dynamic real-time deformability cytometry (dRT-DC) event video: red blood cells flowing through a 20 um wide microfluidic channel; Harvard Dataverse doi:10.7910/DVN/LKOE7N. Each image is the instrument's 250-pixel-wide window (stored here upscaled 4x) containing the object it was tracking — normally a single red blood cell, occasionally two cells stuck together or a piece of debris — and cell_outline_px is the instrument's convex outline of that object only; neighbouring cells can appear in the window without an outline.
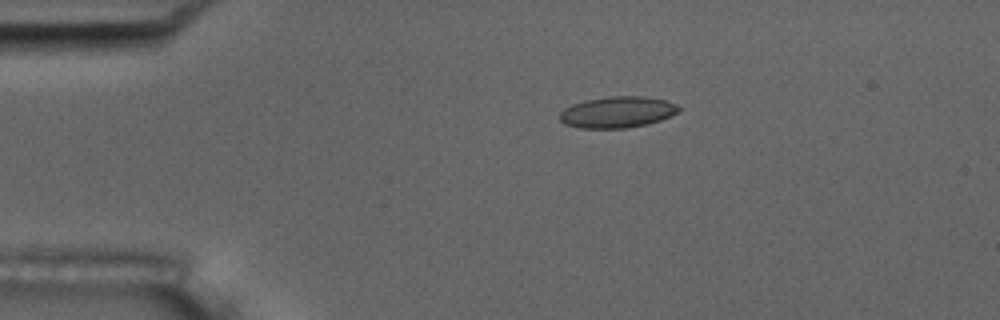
{"species": "common noctule bat (a hibernating species)", "species_latin": "Nyctalus noctula", "temperature_condition": "room temperature", "stored_images_in_passage": 46, "camera_frame_rate_fps": 3000, "um_per_image_px": 0.085, "animal": {"sex": "male", "body_mass_g": 17.5, "forearm_length_mm": 52.3}, "frame": {"image": 1, "passage_image": 1, "time_ms": 0.0, "image_size_px": [1000, 320], "cell_outline_px": [[684, 108], [660, 120], [644, 124], [624, 128], [580, 128], [564, 124], [560, 120], [560, 112], [564, 108], [572, 104], [584, 100], [612, 96], [644, 96], [664, 100], [676, 104]], "centroid_in_image_um": [52.45, 9.52], "position_along_channel_um": 32.6, "area_um2": 21.56}}
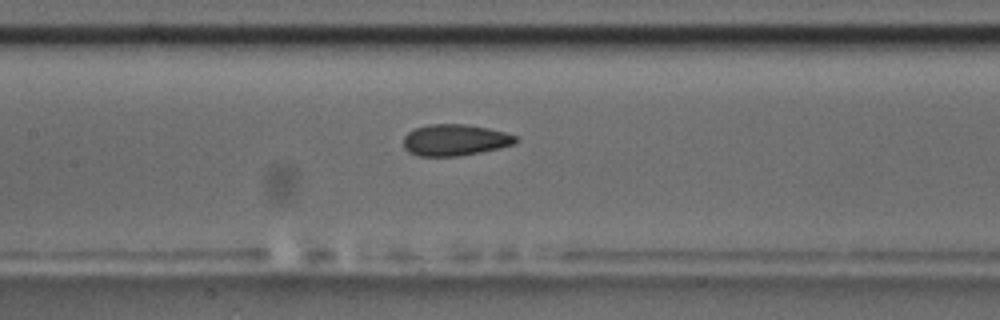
{"frame": {"image": 2, "passage_image": 16, "time_ms": 5.0, "image_size_px": [1000, 320], "cell_outline_px": [[520, 140], [516, 144], [500, 148], [480, 152], [456, 156], [420, 156], [408, 152], [404, 148], [404, 136], [408, 132], [416, 128], [428, 124], [468, 124], [488, 128], [504, 132], [516, 136]], "centroid_in_image_um": [38.69, 11.9], "position_along_channel_um": 168.7, "area_um2": 20.63}}
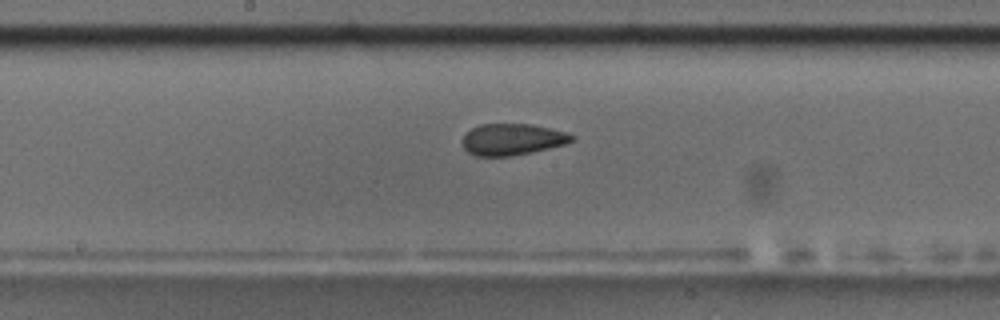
{"frame": {"image": 3, "passage_image": 19, "time_ms": 6.0, "image_size_px": [1000, 320], "cell_outline_px": [[576, 136], [572, 140], [564, 144], [532, 152], [508, 156], [476, 156], [468, 152], [460, 144], [460, 140], [472, 128], [480, 124], [532, 124], [552, 128], [568, 132]], "centroid_in_image_um": [43.53, 11.84], "position_along_channel_um": 204.7, "area_um2": 20.17}, "authors_computed_cell_mechanics": {"area_um2": 20.7213, "velocity_mm_per_s": 3.6215, "shape_relaxation_time_tau1_ms": 10.884, "shape_relaxation_time_tau2_ms": 1.6336, "deformation_change_tau1": 0.1775, "deformation_change_tau2": 0.0845}}